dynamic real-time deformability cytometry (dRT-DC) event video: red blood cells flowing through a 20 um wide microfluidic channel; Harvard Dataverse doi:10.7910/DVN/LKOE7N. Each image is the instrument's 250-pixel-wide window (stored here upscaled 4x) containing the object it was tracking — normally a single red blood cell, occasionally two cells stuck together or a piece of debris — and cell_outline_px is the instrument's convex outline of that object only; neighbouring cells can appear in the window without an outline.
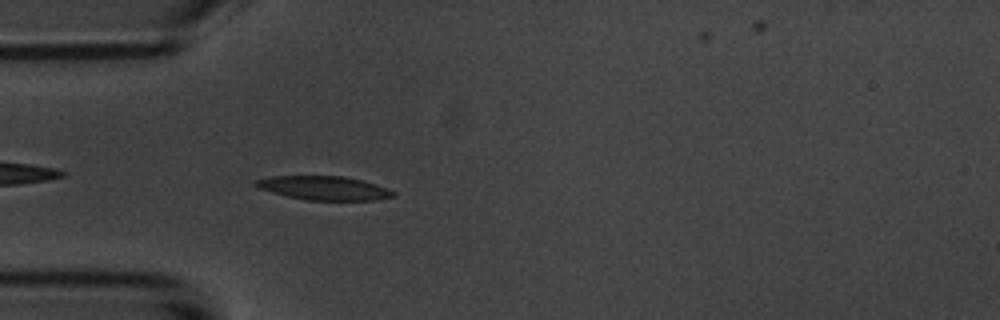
{"species": "common noctule bat (a hibernating species)", "species_latin": "Nyctalus noctula", "temperature_condition": "room temperature", "stored_images_in_passage": 5, "camera_frame_rate_fps": 3000, "um_per_image_px": 0.085, "animal": {"sex": "male", "body_mass_g": 20.1, "forearm_length_mm": 53.5}, "frame": {"image": 1, "passage_image": 5, "time_ms": 4.667, "image_size_px": [1000, 320], "cell_outline_px": [[396, 196], [376, 200], [308, 200], [288, 196], [272, 192], [260, 188], [252, 184], [252, 180], [272, 176], [344, 176], [364, 180], [388, 188], [396, 192]], "centroid_in_image_um": [27.57, 15.97], "position_along_channel_um": 57.4, "area_um2": 19.25}}